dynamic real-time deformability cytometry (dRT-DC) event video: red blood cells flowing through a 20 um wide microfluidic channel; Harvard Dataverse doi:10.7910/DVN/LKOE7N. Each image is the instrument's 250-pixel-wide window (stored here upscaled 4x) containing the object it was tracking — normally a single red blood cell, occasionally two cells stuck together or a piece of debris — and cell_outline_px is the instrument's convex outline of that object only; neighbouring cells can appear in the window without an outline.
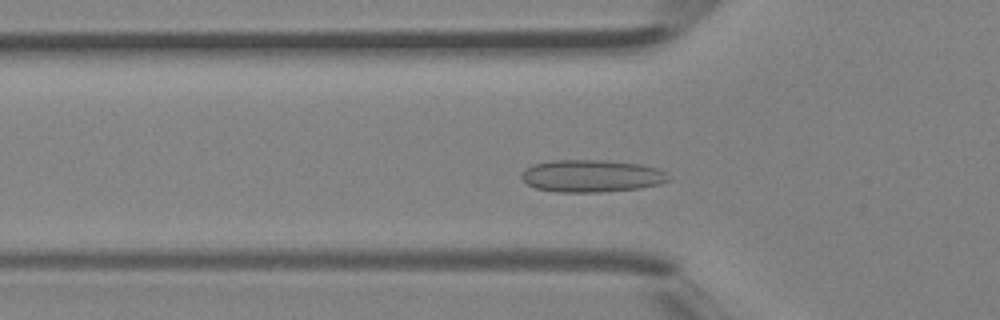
{"species": "Egyptian fruit bat (a non-hibernating species)", "species_latin": "Rousettus aegyptiacus", "temperature_condition": "room temperature", "stored_images_in_passage": 30, "camera_frame_rate_fps": 3000, "um_per_image_px": 0.085, "animal": {"sex": "female"}, "frame": {"image": 1, "passage_image": 3, "time_ms": 0.667, "image_size_px": [1000, 320], "cell_outline_px": [[672, 180], [660, 184], [640, 188], [600, 192], [556, 192], [536, 188], [528, 184], [520, 176], [524, 168], [532, 164], [552, 160], [604, 160], [640, 164], [656, 168], [664, 172]], "centroid_in_image_um": [50.26, 14.95], "position_along_channel_um": 75.5, "area_um2": 27.8}}
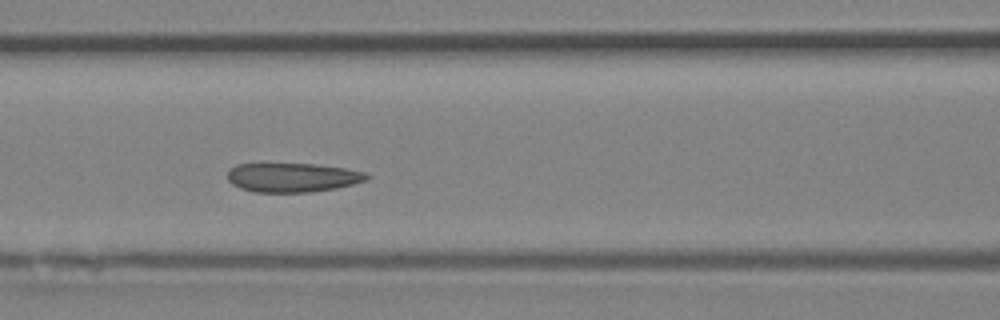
{"frame": {"image": 2, "passage_image": 7, "time_ms": 2.0, "image_size_px": [1000, 320], "cell_outline_px": [[372, 176], [368, 180], [336, 188], [312, 192], [256, 192], [240, 188], [232, 184], [228, 180], [228, 168], [236, 164], [316, 164], [344, 168], [368, 172]], "centroid_in_image_um": [24.89, 15.08], "position_along_channel_um": 141.7, "area_um2": 23.81}}
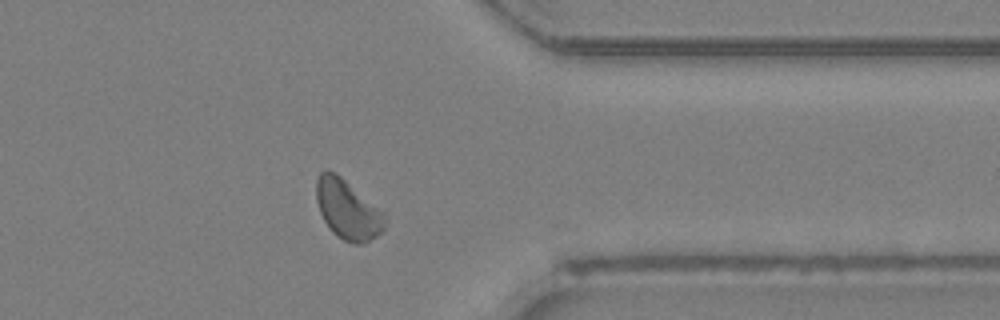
{"frame": {"image": 3, "passage_image": 22, "time_ms": 7.0, "image_size_px": [1000, 320], "cell_outline_px": [[388, 220], [384, 228], [376, 236], [364, 244], [352, 244], [344, 240], [332, 232], [324, 220], [320, 212], [316, 200], [316, 180], [320, 172], [328, 168], [336, 172], [384, 212]], "centroid_in_image_um": [29.55, 17.8], "position_along_channel_um": 381.8, "area_um2": 23.99}}